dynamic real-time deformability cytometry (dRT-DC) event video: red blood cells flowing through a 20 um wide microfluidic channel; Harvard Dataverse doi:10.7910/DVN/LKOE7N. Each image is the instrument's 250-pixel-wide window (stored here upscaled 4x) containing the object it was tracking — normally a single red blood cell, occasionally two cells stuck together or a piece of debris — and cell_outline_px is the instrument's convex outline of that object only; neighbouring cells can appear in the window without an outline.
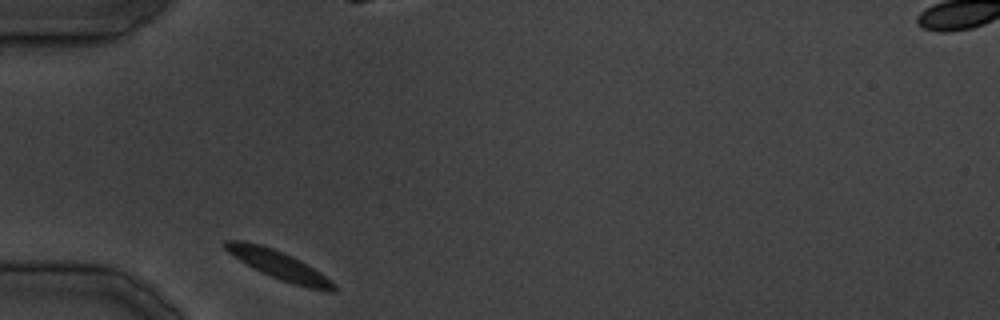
{"species": "common noctule bat (a hibernating species)", "species_latin": "Nyctalus noctula", "temperature_condition": "cold", "stored_images_in_passage": 23, "camera_frame_rate_fps": 3000, "um_per_image_px": 0.085, "animal": {"sex": "male", "body_mass_g": 19.5, "forearm_length_mm": 54.6}, "frame": {"image": 1, "passage_image": 1, "time_ms": 0.0, "image_size_px": [1000, 320], "cell_outline_px": [[336, 292], [328, 292], [308, 288], [292, 284], [280, 280], [252, 268], [228, 252], [224, 248], [224, 240], [244, 240], [260, 244], [272, 248], [292, 256], [300, 260], [336, 284]], "centroid_in_image_um": [23.69, 22.54], "position_along_channel_um": 61.3, "area_um2": 17.98}}